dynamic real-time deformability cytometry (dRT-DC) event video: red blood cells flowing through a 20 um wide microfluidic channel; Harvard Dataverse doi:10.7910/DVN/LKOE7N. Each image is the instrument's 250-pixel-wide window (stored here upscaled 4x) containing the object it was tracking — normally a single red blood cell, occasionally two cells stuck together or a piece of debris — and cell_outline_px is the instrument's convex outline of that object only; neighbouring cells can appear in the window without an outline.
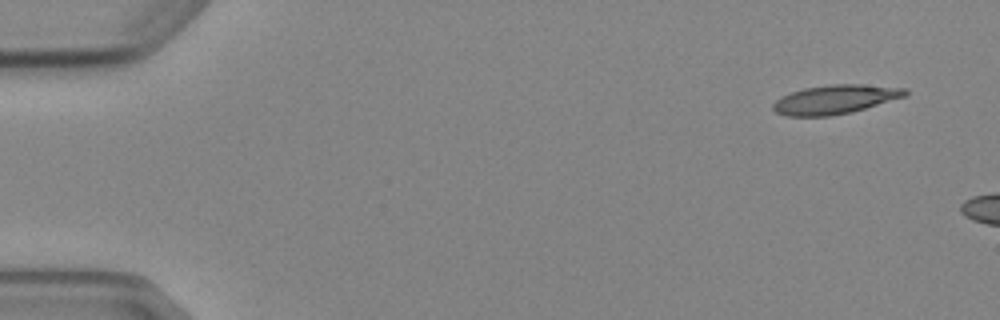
{"species": "Egyptian fruit bat (a non-hibernating species)", "species_latin": "Rousettus aegyptiacus", "temperature_condition": "cold", "stored_images_in_passage": 3, "camera_frame_rate_fps": 3000, "um_per_image_px": 0.085, "animal": {"sex": "female"}, "frame": {"image": 1, "passage_image": 1, "time_ms": 0.0, "image_size_px": [1000, 320], "cell_outline_px": [[908, 96], [864, 108], [848, 112], [828, 116], [784, 116], [776, 112], [772, 108], [772, 104], [780, 96], [804, 88], [832, 84], [860, 84], [908, 88]], "centroid_in_image_um": [70.99, 8.44], "position_along_channel_um": 14.0, "area_um2": 22.31}}